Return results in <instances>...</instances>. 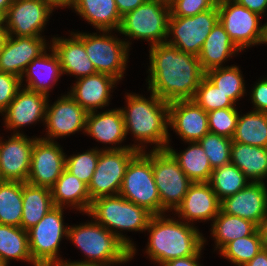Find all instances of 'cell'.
<instances>
[{"label":"cell","instance_id":"obj_9","mask_svg":"<svg viewBox=\"0 0 267 266\" xmlns=\"http://www.w3.org/2000/svg\"><path fill=\"white\" fill-rule=\"evenodd\" d=\"M169 16V6L159 0H147L122 17L119 32L131 38L150 41L151 46L165 43L169 36Z\"/></svg>","mask_w":267,"mask_h":266},{"label":"cell","instance_id":"obj_22","mask_svg":"<svg viewBox=\"0 0 267 266\" xmlns=\"http://www.w3.org/2000/svg\"><path fill=\"white\" fill-rule=\"evenodd\" d=\"M48 96L24 88L19 90L14 100L3 111L5 112V126L17 129L32 124L46 117Z\"/></svg>","mask_w":267,"mask_h":266},{"label":"cell","instance_id":"obj_29","mask_svg":"<svg viewBox=\"0 0 267 266\" xmlns=\"http://www.w3.org/2000/svg\"><path fill=\"white\" fill-rule=\"evenodd\" d=\"M231 163L251 182H263L267 176V148L232 142Z\"/></svg>","mask_w":267,"mask_h":266},{"label":"cell","instance_id":"obj_38","mask_svg":"<svg viewBox=\"0 0 267 266\" xmlns=\"http://www.w3.org/2000/svg\"><path fill=\"white\" fill-rule=\"evenodd\" d=\"M205 76L234 103L244 93V80L237 66L213 68L205 72Z\"/></svg>","mask_w":267,"mask_h":266},{"label":"cell","instance_id":"obj_30","mask_svg":"<svg viewBox=\"0 0 267 266\" xmlns=\"http://www.w3.org/2000/svg\"><path fill=\"white\" fill-rule=\"evenodd\" d=\"M51 52L50 55L44 52L28 64L24 72L28 82L26 89L48 96L49 89L54 85L53 83L63 74L57 54L53 49ZM49 80L52 81V86L48 84L50 83Z\"/></svg>","mask_w":267,"mask_h":266},{"label":"cell","instance_id":"obj_5","mask_svg":"<svg viewBox=\"0 0 267 266\" xmlns=\"http://www.w3.org/2000/svg\"><path fill=\"white\" fill-rule=\"evenodd\" d=\"M67 237L89 258L80 263L110 266L131 259V250L96 221L68 227Z\"/></svg>","mask_w":267,"mask_h":266},{"label":"cell","instance_id":"obj_46","mask_svg":"<svg viewBox=\"0 0 267 266\" xmlns=\"http://www.w3.org/2000/svg\"><path fill=\"white\" fill-rule=\"evenodd\" d=\"M251 95L252 102L256 107L254 111L267 113V79L256 83Z\"/></svg>","mask_w":267,"mask_h":266},{"label":"cell","instance_id":"obj_23","mask_svg":"<svg viewBox=\"0 0 267 266\" xmlns=\"http://www.w3.org/2000/svg\"><path fill=\"white\" fill-rule=\"evenodd\" d=\"M70 39L53 38L52 48L59 58L62 73H68L79 78L97 73L93 63L88 58L84 46V33H73Z\"/></svg>","mask_w":267,"mask_h":266},{"label":"cell","instance_id":"obj_8","mask_svg":"<svg viewBox=\"0 0 267 266\" xmlns=\"http://www.w3.org/2000/svg\"><path fill=\"white\" fill-rule=\"evenodd\" d=\"M63 207H52L33 227L27 230L32 261L37 266H60L64 261L58 257L61 238L68 235L63 225Z\"/></svg>","mask_w":267,"mask_h":266},{"label":"cell","instance_id":"obj_21","mask_svg":"<svg viewBox=\"0 0 267 266\" xmlns=\"http://www.w3.org/2000/svg\"><path fill=\"white\" fill-rule=\"evenodd\" d=\"M220 204L221 201L208 182H196L190 185L175 212L188 222L214 220L220 211Z\"/></svg>","mask_w":267,"mask_h":266},{"label":"cell","instance_id":"obj_47","mask_svg":"<svg viewBox=\"0 0 267 266\" xmlns=\"http://www.w3.org/2000/svg\"><path fill=\"white\" fill-rule=\"evenodd\" d=\"M236 2L258 15H262L267 8V0H237Z\"/></svg>","mask_w":267,"mask_h":266},{"label":"cell","instance_id":"obj_56","mask_svg":"<svg viewBox=\"0 0 267 266\" xmlns=\"http://www.w3.org/2000/svg\"><path fill=\"white\" fill-rule=\"evenodd\" d=\"M237 0H213V3L216 5V6H219L221 4H224V3H228V2H236Z\"/></svg>","mask_w":267,"mask_h":266},{"label":"cell","instance_id":"obj_48","mask_svg":"<svg viewBox=\"0 0 267 266\" xmlns=\"http://www.w3.org/2000/svg\"><path fill=\"white\" fill-rule=\"evenodd\" d=\"M147 0H115L119 14L123 17L126 13L135 10Z\"/></svg>","mask_w":267,"mask_h":266},{"label":"cell","instance_id":"obj_31","mask_svg":"<svg viewBox=\"0 0 267 266\" xmlns=\"http://www.w3.org/2000/svg\"><path fill=\"white\" fill-rule=\"evenodd\" d=\"M22 204L21 228L27 231L54 207L50 188L22 182Z\"/></svg>","mask_w":267,"mask_h":266},{"label":"cell","instance_id":"obj_50","mask_svg":"<svg viewBox=\"0 0 267 266\" xmlns=\"http://www.w3.org/2000/svg\"><path fill=\"white\" fill-rule=\"evenodd\" d=\"M244 266H267V248H263L257 255Z\"/></svg>","mask_w":267,"mask_h":266},{"label":"cell","instance_id":"obj_1","mask_svg":"<svg viewBox=\"0 0 267 266\" xmlns=\"http://www.w3.org/2000/svg\"><path fill=\"white\" fill-rule=\"evenodd\" d=\"M149 88L166 102L193 99L205 75L198 56L165 43L150 46Z\"/></svg>","mask_w":267,"mask_h":266},{"label":"cell","instance_id":"obj_53","mask_svg":"<svg viewBox=\"0 0 267 266\" xmlns=\"http://www.w3.org/2000/svg\"><path fill=\"white\" fill-rule=\"evenodd\" d=\"M8 36L7 30L5 29L4 22L0 23V52L3 48L4 42Z\"/></svg>","mask_w":267,"mask_h":266},{"label":"cell","instance_id":"obj_20","mask_svg":"<svg viewBox=\"0 0 267 266\" xmlns=\"http://www.w3.org/2000/svg\"><path fill=\"white\" fill-rule=\"evenodd\" d=\"M87 113L69 94L62 96L51 107L47 105L45 123L49 138L42 139L54 141L53 138L85 131Z\"/></svg>","mask_w":267,"mask_h":266},{"label":"cell","instance_id":"obj_7","mask_svg":"<svg viewBox=\"0 0 267 266\" xmlns=\"http://www.w3.org/2000/svg\"><path fill=\"white\" fill-rule=\"evenodd\" d=\"M143 153L152 161V171L161 202V214L174 209L182 200L193 183L179 167L178 162L167 149Z\"/></svg>","mask_w":267,"mask_h":266},{"label":"cell","instance_id":"obj_24","mask_svg":"<svg viewBox=\"0 0 267 266\" xmlns=\"http://www.w3.org/2000/svg\"><path fill=\"white\" fill-rule=\"evenodd\" d=\"M118 80L105 73H95L77 80L69 94L86 112L109 103L110 91Z\"/></svg>","mask_w":267,"mask_h":266},{"label":"cell","instance_id":"obj_18","mask_svg":"<svg viewBox=\"0 0 267 266\" xmlns=\"http://www.w3.org/2000/svg\"><path fill=\"white\" fill-rule=\"evenodd\" d=\"M168 125L185 142L199 141L209 132L208 114L193 99L169 102Z\"/></svg>","mask_w":267,"mask_h":266},{"label":"cell","instance_id":"obj_34","mask_svg":"<svg viewBox=\"0 0 267 266\" xmlns=\"http://www.w3.org/2000/svg\"><path fill=\"white\" fill-rule=\"evenodd\" d=\"M0 258L7 265L10 259L33 263L29 250L28 232L21 227L0 224Z\"/></svg>","mask_w":267,"mask_h":266},{"label":"cell","instance_id":"obj_12","mask_svg":"<svg viewBox=\"0 0 267 266\" xmlns=\"http://www.w3.org/2000/svg\"><path fill=\"white\" fill-rule=\"evenodd\" d=\"M102 32V36L84 33L87 56L98 73L109 74L119 80L124 76L129 43L104 34L109 31Z\"/></svg>","mask_w":267,"mask_h":266},{"label":"cell","instance_id":"obj_43","mask_svg":"<svg viewBox=\"0 0 267 266\" xmlns=\"http://www.w3.org/2000/svg\"><path fill=\"white\" fill-rule=\"evenodd\" d=\"M208 114L209 132L232 139L239 117L235 107L213 110Z\"/></svg>","mask_w":267,"mask_h":266},{"label":"cell","instance_id":"obj_59","mask_svg":"<svg viewBox=\"0 0 267 266\" xmlns=\"http://www.w3.org/2000/svg\"><path fill=\"white\" fill-rule=\"evenodd\" d=\"M0 266H8V265H6V264L2 261V259L0 258Z\"/></svg>","mask_w":267,"mask_h":266},{"label":"cell","instance_id":"obj_58","mask_svg":"<svg viewBox=\"0 0 267 266\" xmlns=\"http://www.w3.org/2000/svg\"><path fill=\"white\" fill-rule=\"evenodd\" d=\"M264 43L267 44V23L264 25V36H263L262 44Z\"/></svg>","mask_w":267,"mask_h":266},{"label":"cell","instance_id":"obj_11","mask_svg":"<svg viewBox=\"0 0 267 266\" xmlns=\"http://www.w3.org/2000/svg\"><path fill=\"white\" fill-rule=\"evenodd\" d=\"M219 21L217 6L195 16H169L168 34L174 40L166 41L182 52L198 56L207 36Z\"/></svg>","mask_w":267,"mask_h":266},{"label":"cell","instance_id":"obj_45","mask_svg":"<svg viewBox=\"0 0 267 266\" xmlns=\"http://www.w3.org/2000/svg\"><path fill=\"white\" fill-rule=\"evenodd\" d=\"M215 6L213 0H177L170 6V16L192 17Z\"/></svg>","mask_w":267,"mask_h":266},{"label":"cell","instance_id":"obj_42","mask_svg":"<svg viewBox=\"0 0 267 266\" xmlns=\"http://www.w3.org/2000/svg\"><path fill=\"white\" fill-rule=\"evenodd\" d=\"M99 154L100 150L91 149L82 154L68 157L65 169L88 186L96 169Z\"/></svg>","mask_w":267,"mask_h":266},{"label":"cell","instance_id":"obj_25","mask_svg":"<svg viewBox=\"0 0 267 266\" xmlns=\"http://www.w3.org/2000/svg\"><path fill=\"white\" fill-rule=\"evenodd\" d=\"M85 133L102 143L117 144L126 136L124 117L120 109H113L96 115L95 111L86 116Z\"/></svg>","mask_w":267,"mask_h":266},{"label":"cell","instance_id":"obj_57","mask_svg":"<svg viewBox=\"0 0 267 266\" xmlns=\"http://www.w3.org/2000/svg\"><path fill=\"white\" fill-rule=\"evenodd\" d=\"M161 3H163L166 6H171L172 4H174L177 0H159Z\"/></svg>","mask_w":267,"mask_h":266},{"label":"cell","instance_id":"obj_4","mask_svg":"<svg viewBox=\"0 0 267 266\" xmlns=\"http://www.w3.org/2000/svg\"><path fill=\"white\" fill-rule=\"evenodd\" d=\"M88 215H92L97 223L117 236L131 250V258L136 251L134 244L115 230L145 231L153 216L147 209L126 200L120 195L94 199Z\"/></svg>","mask_w":267,"mask_h":266},{"label":"cell","instance_id":"obj_33","mask_svg":"<svg viewBox=\"0 0 267 266\" xmlns=\"http://www.w3.org/2000/svg\"><path fill=\"white\" fill-rule=\"evenodd\" d=\"M258 226L246 219L238 216L229 215L221 210L214 218L212 225V234L215 238L216 248L221 251L229 242L254 234Z\"/></svg>","mask_w":267,"mask_h":266},{"label":"cell","instance_id":"obj_51","mask_svg":"<svg viewBox=\"0 0 267 266\" xmlns=\"http://www.w3.org/2000/svg\"><path fill=\"white\" fill-rule=\"evenodd\" d=\"M258 230H259V233L261 236V241H262L263 247L267 248V213L262 218V220L258 226Z\"/></svg>","mask_w":267,"mask_h":266},{"label":"cell","instance_id":"obj_28","mask_svg":"<svg viewBox=\"0 0 267 266\" xmlns=\"http://www.w3.org/2000/svg\"><path fill=\"white\" fill-rule=\"evenodd\" d=\"M50 191L54 206L64 207L65 204L70 203L80 211L89 212L92 200L89 196L88 186L66 169L50 188Z\"/></svg>","mask_w":267,"mask_h":266},{"label":"cell","instance_id":"obj_17","mask_svg":"<svg viewBox=\"0 0 267 266\" xmlns=\"http://www.w3.org/2000/svg\"><path fill=\"white\" fill-rule=\"evenodd\" d=\"M7 36L0 52V71L14 74L21 79L28 64L44 52L46 42L42 37Z\"/></svg>","mask_w":267,"mask_h":266},{"label":"cell","instance_id":"obj_54","mask_svg":"<svg viewBox=\"0 0 267 266\" xmlns=\"http://www.w3.org/2000/svg\"><path fill=\"white\" fill-rule=\"evenodd\" d=\"M49 2H51L55 7H66V6H70L72 0H47Z\"/></svg>","mask_w":267,"mask_h":266},{"label":"cell","instance_id":"obj_35","mask_svg":"<svg viewBox=\"0 0 267 266\" xmlns=\"http://www.w3.org/2000/svg\"><path fill=\"white\" fill-rule=\"evenodd\" d=\"M232 142L267 148V113L252 111L239 116Z\"/></svg>","mask_w":267,"mask_h":266},{"label":"cell","instance_id":"obj_39","mask_svg":"<svg viewBox=\"0 0 267 266\" xmlns=\"http://www.w3.org/2000/svg\"><path fill=\"white\" fill-rule=\"evenodd\" d=\"M259 230L249 236L237 238L229 242L220 252L238 266H244L263 249Z\"/></svg>","mask_w":267,"mask_h":266},{"label":"cell","instance_id":"obj_44","mask_svg":"<svg viewBox=\"0 0 267 266\" xmlns=\"http://www.w3.org/2000/svg\"><path fill=\"white\" fill-rule=\"evenodd\" d=\"M22 80L14 74L0 71V113L9 106L21 90Z\"/></svg>","mask_w":267,"mask_h":266},{"label":"cell","instance_id":"obj_3","mask_svg":"<svg viewBox=\"0 0 267 266\" xmlns=\"http://www.w3.org/2000/svg\"><path fill=\"white\" fill-rule=\"evenodd\" d=\"M127 110L121 109L126 135L131 131L140 142L154 143L153 150L168 147L169 102L151 92L150 100L135 94L127 96Z\"/></svg>","mask_w":267,"mask_h":266},{"label":"cell","instance_id":"obj_6","mask_svg":"<svg viewBox=\"0 0 267 266\" xmlns=\"http://www.w3.org/2000/svg\"><path fill=\"white\" fill-rule=\"evenodd\" d=\"M142 147L133 145L100 150L96 169L88 185L92 201L103 196L119 195L126 169L130 161L143 152Z\"/></svg>","mask_w":267,"mask_h":266},{"label":"cell","instance_id":"obj_41","mask_svg":"<svg viewBox=\"0 0 267 266\" xmlns=\"http://www.w3.org/2000/svg\"><path fill=\"white\" fill-rule=\"evenodd\" d=\"M193 100L207 113L221 108L234 107L235 105L205 75L200 81Z\"/></svg>","mask_w":267,"mask_h":266},{"label":"cell","instance_id":"obj_10","mask_svg":"<svg viewBox=\"0 0 267 266\" xmlns=\"http://www.w3.org/2000/svg\"><path fill=\"white\" fill-rule=\"evenodd\" d=\"M119 195L147 209L153 215H161V202L152 171V161L139 152L129 163Z\"/></svg>","mask_w":267,"mask_h":266},{"label":"cell","instance_id":"obj_40","mask_svg":"<svg viewBox=\"0 0 267 266\" xmlns=\"http://www.w3.org/2000/svg\"><path fill=\"white\" fill-rule=\"evenodd\" d=\"M198 142L207 155L213 170L231 162L232 139L208 132Z\"/></svg>","mask_w":267,"mask_h":266},{"label":"cell","instance_id":"obj_16","mask_svg":"<svg viewBox=\"0 0 267 266\" xmlns=\"http://www.w3.org/2000/svg\"><path fill=\"white\" fill-rule=\"evenodd\" d=\"M6 142L0 140V181L27 182L31 155L37 138L16 132Z\"/></svg>","mask_w":267,"mask_h":266},{"label":"cell","instance_id":"obj_37","mask_svg":"<svg viewBox=\"0 0 267 266\" xmlns=\"http://www.w3.org/2000/svg\"><path fill=\"white\" fill-rule=\"evenodd\" d=\"M247 181L244 173L230 162L214 169L208 183L221 201L245 188L250 183Z\"/></svg>","mask_w":267,"mask_h":266},{"label":"cell","instance_id":"obj_19","mask_svg":"<svg viewBox=\"0 0 267 266\" xmlns=\"http://www.w3.org/2000/svg\"><path fill=\"white\" fill-rule=\"evenodd\" d=\"M220 210L249 220L259 226L267 213V189L264 182H250L236 194L221 200Z\"/></svg>","mask_w":267,"mask_h":266},{"label":"cell","instance_id":"obj_26","mask_svg":"<svg viewBox=\"0 0 267 266\" xmlns=\"http://www.w3.org/2000/svg\"><path fill=\"white\" fill-rule=\"evenodd\" d=\"M70 7L100 31H119L122 16L115 0H72Z\"/></svg>","mask_w":267,"mask_h":266},{"label":"cell","instance_id":"obj_52","mask_svg":"<svg viewBox=\"0 0 267 266\" xmlns=\"http://www.w3.org/2000/svg\"><path fill=\"white\" fill-rule=\"evenodd\" d=\"M13 0H0V17L3 19L8 8L12 5Z\"/></svg>","mask_w":267,"mask_h":266},{"label":"cell","instance_id":"obj_36","mask_svg":"<svg viewBox=\"0 0 267 266\" xmlns=\"http://www.w3.org/2000/svg\"><path fill=\"white\" fill-rule=\"evenodd\" d=\"M22 182L0 181V224L21 227Z\"/></svg>","mask_w":267,"mask_h":266},{"label":"cell","instance_id":"obj_2","mask_svg":"<svg viewBox=\"0 0 267 266\" xmlns=\"http://www.w3.org/2000/svg\"><path fill=\"white\" fill-rule=\"evenodd\" d=\"M146 230L150 232L146 252L160 266L172 259L196 255L205 242L188 222H178L162 214L153 215Z\"/></svg>","mask_w":267,"mask_h":266},{"label":"cell","instance_id":"obj_27","mask_svg":"<svg viewBox=\"0 0 267 266\" xmlns=\"http://www.w3.org/2000/svg\"><path fill=\"white\" fill-rule=\"evenodd\" d=\"M241 51L218 21L207 36L198 59L204 72L222 67L224 60Z\"/></svg>","mask_w":267,"mask_h":266},{"label":"cell","instance_id":"obj_14","mask_svg":"<svg viewBox=\"0 0 267 266\" xmlns=\"http://www.w3.org/2000/svg\"><path fill=\"white\" fill-rule=\"evenodd\" d=\"M55 6L47 0H13L4 18L9 36L41 37Z\"/></svg>","mask_w":267,"mask_h":266},{"label":"cell","instance_id":"obj_49","mask_svg":"<svg viewBox=\"0 0 267 266\" xmlns=\"http://www.w3.org/2000/svg\"><path fill=\"white\" fill-rule=\"evenodd\" d=\"M200 252L201 251H199L196 255H191L185 258L172 259L164 263L162 266H201L197 261L200 257Z\"/></svg>","mask_w":267,"mask_h":266},{"label":"cell","instance_id":"obj_15","mask_svg":"<svg viewBox=\"0 0 267 266\" xmlns=\"http://www.w3.org/2000/svg\"><path fill=\"white\" fill-rule=\"evenodd\" d=\"M54 141L37 138L33 145L27 183L51 188L66 166V156Z\"/></svg>","mask_w":267,"mask_h":266},{"label":"cell","instance_id":"obj_32","mask_svg":"<svg viewBox=\"0 0 267 266\" xmlns=\"http://www.w3.org/2000/svg\"><path fill=\"white\" fill-rule=\"evenodd\" d=\"M189 143H191L190 147L180 154L176 153L170 146L166 149L193 183L208 182L213 171L209 159L198 141Z\"/></svg>","mask_w":267,"mask_h":266},{"label":"cell","instance_id":"obj_13","mask_svg":"<svg viewBox=\"0 0 267 266\" xmlns=\"http://www.w3.org/2000/svg\"><path fill=\"white\" fill-rule=\"evenodd\" d=\"M217 10L219 22L240 50L262 43L264 25L259 26L260 15L237 2L221 4L217 6Z\"/></svg>","mask_w":267,"mask_h":266},{"label":"cell","instance_id":"obj_55","mask_svg":"<svg viewBox=\"0 0 267 266\" xmlns=\"http://www.w3.org/2000/svg\"><path fill=\"white\" fill-rule=\"evenodd\" d=\"M60 266H102V265H98V264H86V263H80V261L78 262H63ZM113 266V265H112Z\"/></svg>","mask_w":267,"mask_h":266}]
</instances>
